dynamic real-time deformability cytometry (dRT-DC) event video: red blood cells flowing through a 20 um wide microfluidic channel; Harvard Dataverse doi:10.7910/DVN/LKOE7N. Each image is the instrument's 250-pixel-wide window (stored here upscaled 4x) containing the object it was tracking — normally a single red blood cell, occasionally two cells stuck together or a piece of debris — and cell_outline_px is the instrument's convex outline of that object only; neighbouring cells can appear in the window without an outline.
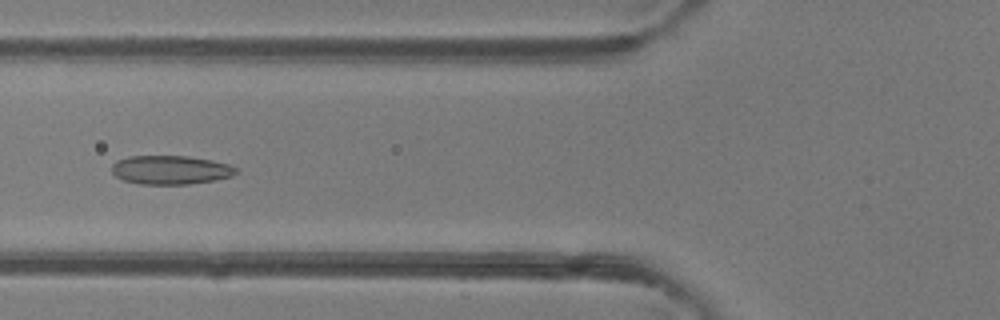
{"species": "common noctule bat (a hibernating species)", "species_latin": "Nyctalus noctula", "temperature_condition": "room temperature", "stored_images_in_passage": 5, "camera_frame_rate_fps": 3000, "um_per_image_px": 0.085, "animal": {"sex": "female"}, "frame": {"image": 1, "passage_image": 4, "time_ms": 4.333, "image_size_px": [1000, 320], "cell_outline_px": [[236, 172], [232, 176], [216, 180], [188, 184], [140, 184], [124, 180], [116, 176], [112, 172], [112, 164], [116, 160], [128, 156], [188, 156], [212, 160], [228, 164], [236, 168]], "centroid_in_image_um": [14.48, 14.44], "position_along_channel_um": 111.3, "area_um2": 20.87}}
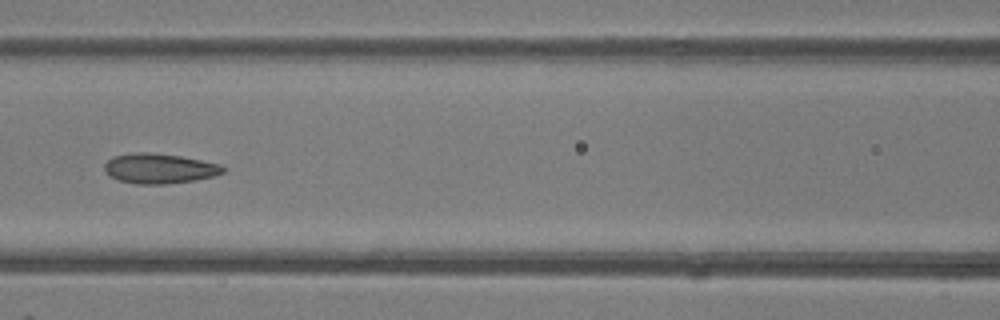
{"frame": {"image": 2, "passage_image": 5, "time_ms": 5.333, "image_size_px": [1000, 320], "cell_outline_px": [[224, 172], [216, 176], [196, 180], [168, 184], [136, 184], [116, 180], [104, 168], [104, 164], [112, 156], [132, 152], [148, 152], [180, 156], [220, 164], [224, 168]], "centroid_in_image_um": [13.54, 14.32], "position_along_channel_um": 153.1, "area_um2": 20.81}}